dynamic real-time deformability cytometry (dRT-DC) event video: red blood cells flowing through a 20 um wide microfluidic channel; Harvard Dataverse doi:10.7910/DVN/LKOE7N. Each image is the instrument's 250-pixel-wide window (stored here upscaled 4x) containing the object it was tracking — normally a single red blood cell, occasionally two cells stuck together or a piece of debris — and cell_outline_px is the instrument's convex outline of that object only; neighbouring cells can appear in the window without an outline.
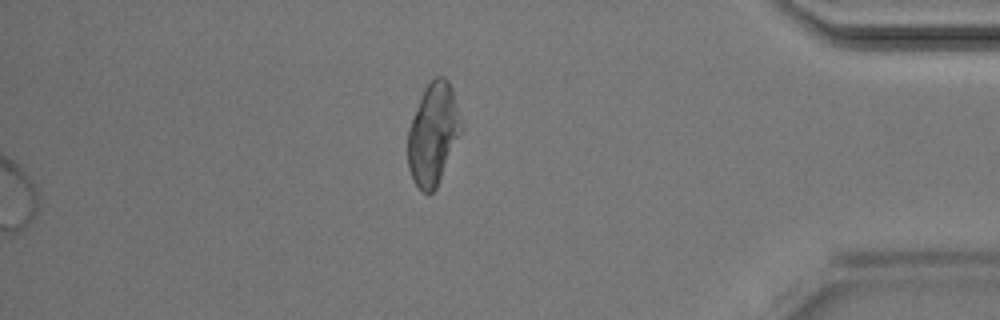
{"species": "Egyptian fruit bat (a non-hibernating species)", "species_latin": "Rousettus aegyptiacus", "temperature_condition": "room temperature", "stored_images_in_passage": 41, "camera_frame_rate_fps": 3000, "um_per_image_px": 0.085, "animal": {"sex": "male"}, "frame": {"image": 1, "passage_image": 41, "time_ms": 13.333, "image_size_px": [1000, 320], "cell_outline_px": [[464, 124], [436, 188], [428, 196], [412, 180], [408, 168], [408, 128], [424, 88], [436, 76], [444, 76], [448, 80], [452, 88]], "centroid_in_image_um": [36.82, 11.37], "position_along_channel_um": 398.4, "area_um2": 31.56}}